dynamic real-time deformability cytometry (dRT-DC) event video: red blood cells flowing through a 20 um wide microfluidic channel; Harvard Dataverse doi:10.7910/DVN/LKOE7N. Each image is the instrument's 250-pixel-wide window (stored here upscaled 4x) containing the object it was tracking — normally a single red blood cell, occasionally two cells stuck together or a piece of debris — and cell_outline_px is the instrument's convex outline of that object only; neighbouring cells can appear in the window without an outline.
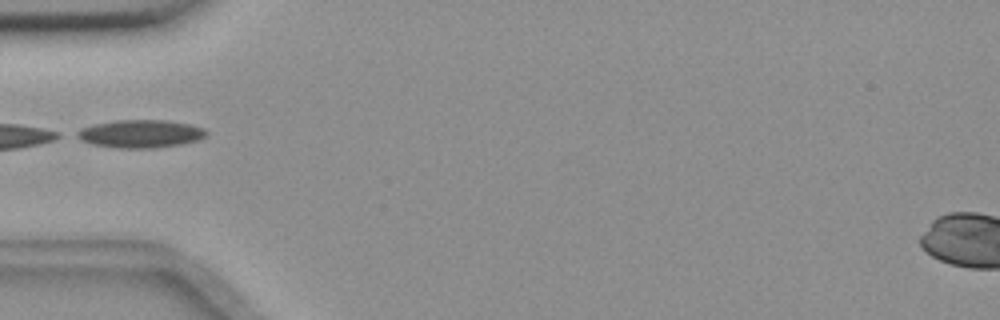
{"species": "common noctule bat (a hibernating species)", "species_latin": "Nyctalus noctula", "temperature_condition": "room temperature", "stored_images_in_passage": 37, "camera_frame_rate_fps": 3000, "um_per_image_px": 0.085, "animal": {"sex": "female", "body_mass_g": 18.4}, "frame": {"image": 1, "passage_image": 1, "time_ms": 0.0, "image_size_px": [1000, 320], "cell_outline_px": [[208, 132], [204, 136], [196, 140], [180, 144], [152, 148], [120, 148], [92, 144], [80, 140], [72, 136], [72, 132], [80, 128], [96, 124], [116, 120], [164, 120], [192, 124], [204, 128]], "centroid_in_image_um": [11.86, 11.36], "position_along_channel_um": 73.1, "area_um2": 21.15}}